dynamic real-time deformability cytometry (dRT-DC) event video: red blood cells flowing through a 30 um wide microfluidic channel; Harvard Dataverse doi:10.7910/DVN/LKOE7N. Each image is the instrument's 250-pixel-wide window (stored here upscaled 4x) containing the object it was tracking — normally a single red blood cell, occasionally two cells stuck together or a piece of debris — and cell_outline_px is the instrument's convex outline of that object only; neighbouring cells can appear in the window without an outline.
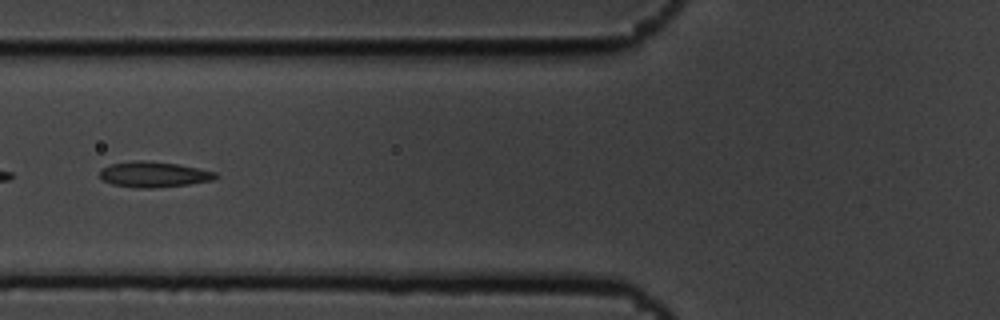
{"species": "common noctule bat (a hibernating species)", "species_latin": "Nyctalus noctula", "temperature_condition": "cold", "stored_images_in_passage": 9, "segment_of_instrument_passage": [2, 2], "camera_frame_rate_fps": 3000, "um_per_image_px": 0.085, "animal": {"sex": "male", "body_mass_g": 19.5, "forearm_length_mm": 54.6}, "frame": {"image": 1, "passage_image": 7, "time_ms": 2.0, "image_size_px": [1000, 320], "cell_outline_px": [[220, 176], [212, 180], [188, 184], [152, 188], [136, 188], [112, 184], [100, 180], [100, 168], [112, 164], [140, 160], [144, 160], [176, 164], [216, 172]], "centroid_in_image_um": [13.03, 14.83], "position_along_channel_um": 112.8, "area_um2": 17.17}}
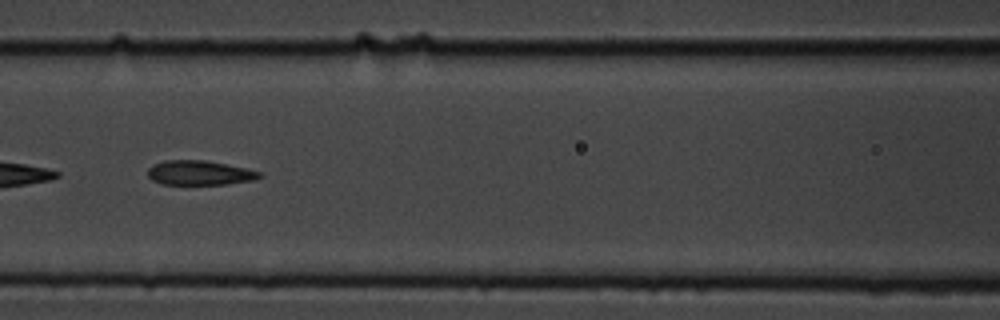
{"frame": {"image": 2, "passage_image": 8, "time_ms": 2.333, "image_size_px": [1000, 320], "cell_outline_px": [[264, 176], [256, 180], [228, 184], [164, 184], [152, 180], [148, 176], [148, 168], [152, 164], [164, 160], [204, 160], [248, 168], [260, 172]], "centroid_in_image_um": [16.99, 14.69], "position_along_channel_um": 149.6, "area_um2": 16.13}}
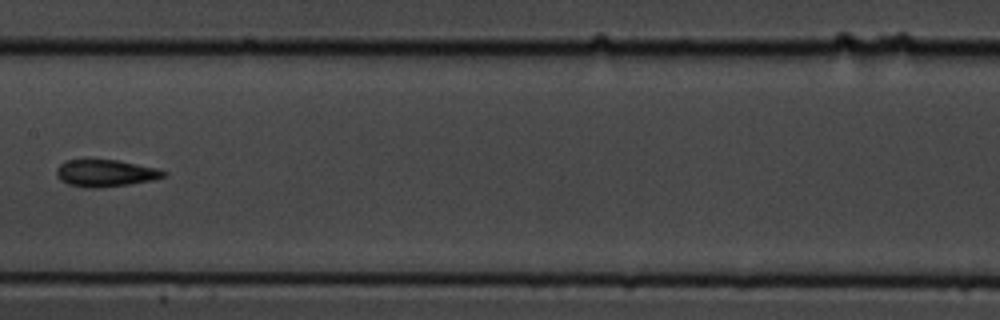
{"frame": {"image": 3, "passage_image": 9, "time_ms": 2.667, "image_size_px": [1000, 320], "cell_outline_px": [[168, 172], [164, 176], [152, 180], [128, 184], [100, 188], [88, 188], [68, 184], [60, 180], [56, 176], [56, 168], [64, 160], [116, 160], [156, 168]], "centroid_in_image_um": [8.92, 14.72], "position_along_channel_um": 198.5, "area_um2": 16.76}}